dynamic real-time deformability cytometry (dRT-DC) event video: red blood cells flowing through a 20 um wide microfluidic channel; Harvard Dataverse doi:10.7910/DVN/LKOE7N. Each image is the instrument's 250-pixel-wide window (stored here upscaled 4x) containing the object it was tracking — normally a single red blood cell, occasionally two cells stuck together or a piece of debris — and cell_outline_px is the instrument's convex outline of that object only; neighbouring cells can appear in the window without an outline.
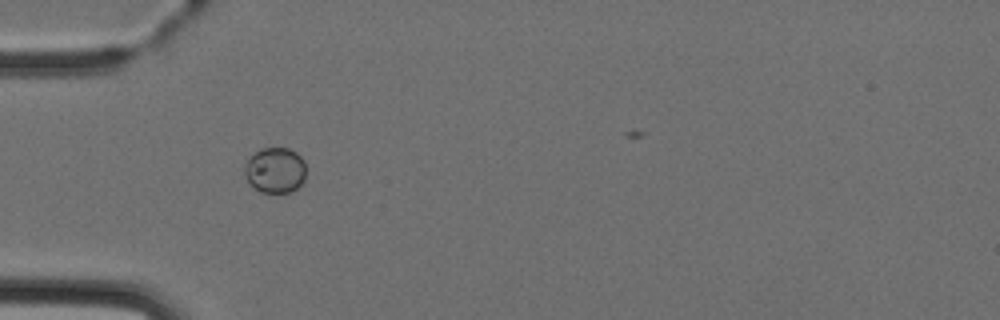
{"species": "Egyptian fruit bat (a non-hibernating species)", "species_latin": "Rousettus aegyptiacus", "temperature_condition": "cold", "stored_images_in_passage": 3, "camera_frame_rate_fps": 3000, "um_per_image_px": 0.085, "animal": {"sex": "female"}, "frame": {"image": 1, "passage_image": 1, "time_ms": 0.0, "image_size_px": [1000, 320], "cell_outline_px": [[304, 180], [296, 188], [288, 192], [260, 192], [248, 180], [244, 172], [244, 168], [248, 160], [260, 148], [288, 148], [296, 152], [304, 160]], "centroid_in_image_um": [23.4, 14.45], "position_along_channel_um": 61.6, "area_um2": 15.95}}
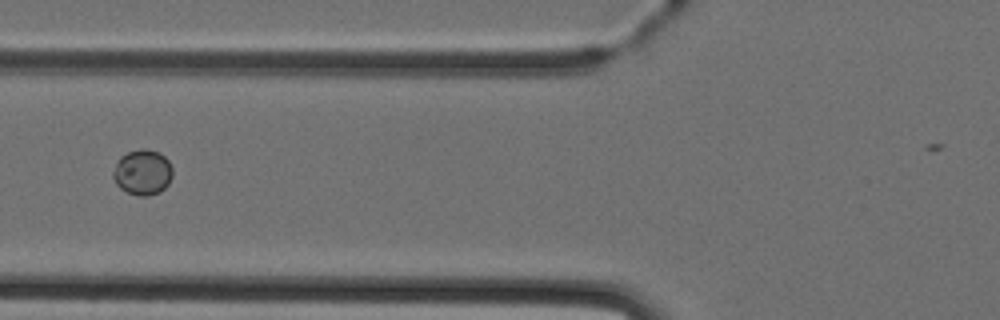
{"frame": {"image": 2, "passage_image": 2, "time_ms": 1.333, "image_size_px": [1000, 320], "cell_outline_px": [[172, 176], [168, 184], [160, 192], [148, 196], [140, 196], [128, 192], [120, 188], [116, 184], [112, 176], [112, 172], [120, 156], [128, 152], [140, 148], [148, 148], [160, 152], [168, 160], [172, 168]], "centroid_in_image_um": [12.12, 14.63], "position_along_channel_um": 113.7, "area_um2": 15.9}}
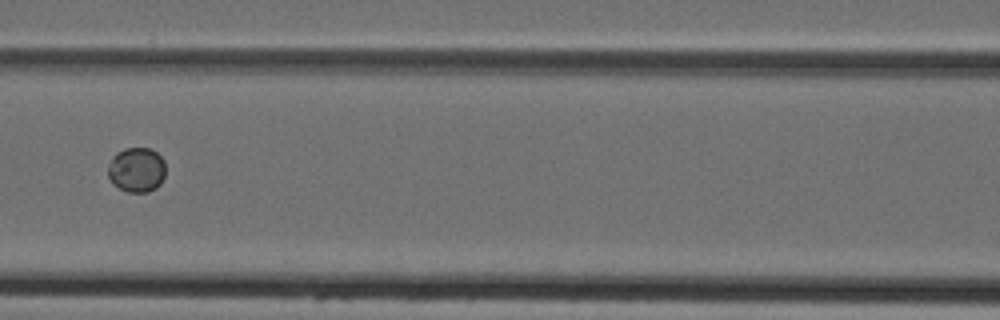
{"frame": {"image": 3, "passage_image": 3, "time_ms": 2.333, "image_size_px": [1000, 320], "cell_outline_px": [[164, 176], [160, 184], [156, 188], [148, 192], [128, 192], [112, 184], [108, 176], [108, 164], [112, 156], [116, 152], [124, 148], [152, 148], [164, 160]], "centroid_in_image_um": [11.59, 14.42], "position_along_channel_um": 155.0, "area_um2": 15.2}}